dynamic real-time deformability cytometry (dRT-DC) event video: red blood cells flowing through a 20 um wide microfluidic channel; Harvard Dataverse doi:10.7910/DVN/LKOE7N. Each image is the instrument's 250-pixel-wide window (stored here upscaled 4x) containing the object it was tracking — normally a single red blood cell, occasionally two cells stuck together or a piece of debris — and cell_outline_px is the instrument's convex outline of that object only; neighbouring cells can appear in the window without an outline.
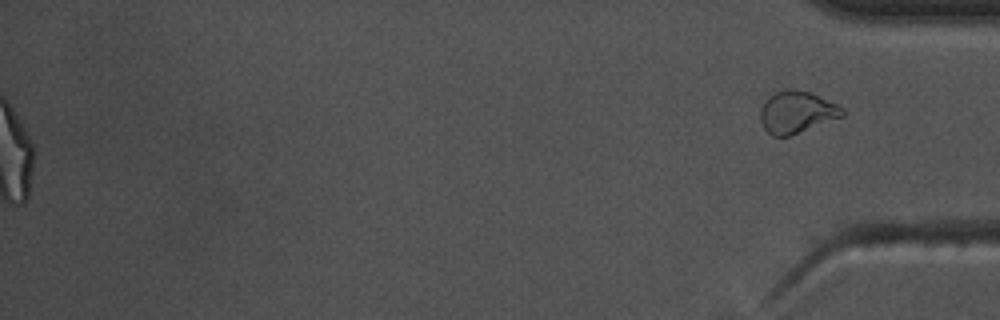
{"species": "common noctule bat (a hibernating species)", "species_latin": "Nyctalus noctula", "temperature_condition": "warm", "stored_images_in_passage": 55, "segment_of_instrument_passage": [2, 2], "camera_frame_rate_fps": 3000, "um_per_image_px": 0.085, "animal": {"sex": "male", "body_mass_g": 17.5, "forearm_length_mm": 52.3}, "frame": {"image": 1, "passage_image": 55, "time_ms": 18.0, "image_size_px": [1000, 320], "cell_outline_px": [[844, 116], [788, 136], [772, 136], [764, 128], [760, 120], [760, 108], [764, 100], [768, 96], [776, 92], [808, 92], [836, 104], [844, 108]], "centroid_in_image_um": [67.69, 9.57], "position_along_channel_um": 367.5, "area_um2": 19.42}}